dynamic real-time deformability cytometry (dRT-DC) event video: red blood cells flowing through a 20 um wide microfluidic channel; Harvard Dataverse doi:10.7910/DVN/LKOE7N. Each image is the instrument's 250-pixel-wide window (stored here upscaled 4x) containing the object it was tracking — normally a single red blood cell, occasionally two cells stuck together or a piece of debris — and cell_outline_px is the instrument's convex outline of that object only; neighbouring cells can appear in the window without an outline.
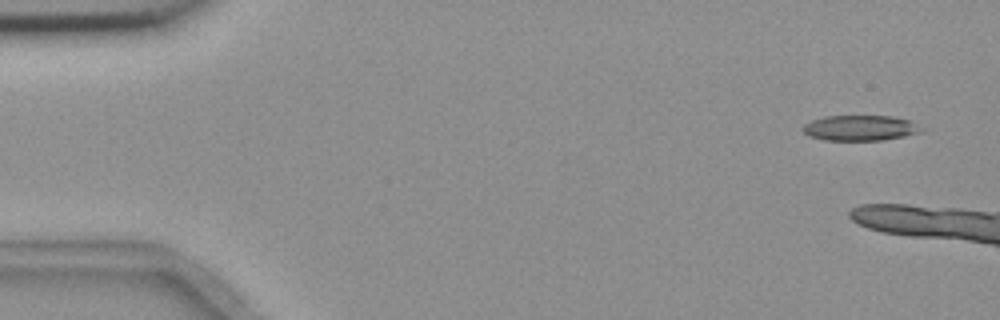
{"species": "common noctule bat (a hibernating species)", "species_latin": "Nyctalus noctula", "temperature_condition": "room temperature", "stored_images_in_passage": 3, "camera_frame_rate_fps": 3000, "um_per_image_px": 0.085, "animal": {"sex": "female", "body_mass_g": 18.4}, "frame": {"image": 1, "passage_image": 1, "time_ms": 0.0, "image_size_px": [1000, 320], "cell_outline_px": [[924, 132], [904, 136], [880, 140], [824, 140], [808, 136], [800, 128], [804, 124], [812, 120], [824, 116], [892, 116], [908, 120], [924, 128]], "centroid_in_image_um": [73.1, 10.88], "position_along_channel_um": 11.9, "area_um2": 17.63}}